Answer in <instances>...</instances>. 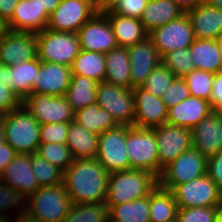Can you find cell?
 I'll use <instances>...</instances> for the list:
<instances>
[{"mask_svg":"<svg viewBox=\"0 0 222 222\" xmlns=\"http://www.w3.org/2000/svg\"><path fill=\"white\" fill-rule=\"evenodd\" d=\"M109 222H150L149 195L109 208Z\"/></svg>","mask_w":222,"mask_h":222,"instance_id":"obj_35","label":"cell"},{"mask_svg":"<svg viewBox=\"0 0 222 222\" xmlns=\"http://www.w3.org/2000/svg\"><path fill=\"white\" fill-rule=\"evenodd\" d=\"M74 121L96 135L118 126L114 118L97 103L75 111Z\"/></svg>","mask_w":222,"mask_h":222,"instance_id":"obj_31","label":"cell"},{"mask_svg":"<svg viewBox=\"0 0 222 222\" xmlns=\"http://www.w3.org/2000/svg\"><path fill=\"white\" fill-rule=\"evenodd\" d=\"M26 198L11 186L4 184L0 181V217L9 216L8 210L19 208L17 213L26 210ZM7 211V212H6Z\"/></svg>","mask_w":222,"mask_h":222,"instance_id":"obj_43","label":"cell"},{"mask_svg":"<svg viewBox=\"0 0 222 222\" xmlns=\"http://www.w3.org/2000/svg\"><path fill=\"white\" fill-rule=\"evenodd\" d=\"M106 73L104 81L131 89V67L126 47L117 46L105 54Z\"/></svg>","mask_w":222,"mask_h":222,"instance_id":"obj_28","label":"cell"},{"mask_svg":"<svg viewBox=\"0 0 222 222\" xmlns=\"http://www.w3.org/2000/svg\"><path fill=\"white\" fill-rule=\"evenodd\" d=\"M25 201L26 211L42 222H64L73 204L63 183L40 187Z\"/></svg>","mask_w":222,"mask_h":222,"instance_id":"obj_4","label":"cell"},{"mask_svg":"<svg viewBox=\"0 0 222 222\" xmlns=\"http://www.w3.org/2000/svg\"><path fill=\"white\" fill-rule=\"evenodd\" d=\"M3 124L5 142L10 144L16 153L33 154L40 144V123L22 104L0 116Z\"/></svg>","mask_w":222,"mask_h":222,"instance_id":"obj_3","label":"cell"},{"mask_svg":"<svg viewBox=\"0 0 222 222\" xmlns=\"http://www.w3.org/2000/svg\"><path fill=\"white\" fill-rule=\"evenodd\" d=\"M41 66L38 57L14 66H5L0 76L1 82L13 90L23 101L32 93L33 82Z\"/></svg>","mask_w":222,"mask_h":222,"instance_id":"obj_24","label":"cell"},{"mask_svg":"<svg viewBox=\"0 0 222 222\" xmlns=\"http://www.w3.org/2000/svg\"><path fill=\"white\" fill-rule=\"evenodd\" d=\"M185 13L197 7L204 0H173Z\"/></svg>","mask_w":222,"mask_h":222,"instance_id":"obj_53","label":"cell"},{"mask_svg":"<svg viewBox=\"0 0 222 222\" xmlns=\"http://www.w3.org/2000/svg\"><path fill=\"white\" fill-rule=\"evenodd\" d=\"M19 0H0V19L7 23L14 12Z\"/></svg>","mask_w":222,"mask_h":222,"instance_id":"obj_51","label":"cell"},{"mask_svg":"<svg viewBox=\"0 0 222 222\" xmlns=\"http://www.w3.org/2000/svg\"><path fill=\"white\" fill-rule=\"evenodd\" d=\"M126 152L130 169L145 170L159 177L158 147L154 129L126 126Z\"/></svg>","mask_w":222,"mask_h":222,"instance_id":"obj_5","label":"cell"},{"mask_svg":"<svg viewBox=\"0 0 222 222\" xmlns=\"http://www.w3.org/2000/svg\"><path fill=\"white\" fill-rule=\"evenodd\" d=\"M161 58L162 64L165 65L176 77L183 78L185 75L196 69L189 47L169 51Z\"/></svg>","mask_w":222,"mask_h":222,"instance_id":"obj_38","label":"cell"},{"mask_svg":"<svg viewBox=\"0 0 222 222\" xmlns=\"http://www.w3.org/2000/svg\"><path fill=\"white\" fill-rule=\"evenodd\" d=\"M71 68L64 64L41 62L32 93L65 96L71 81Z\"/></svg>","mask_w":222,"mask_h":222,"instance_id":"obj_20","label":"cell"},{"mask_svg":"<svg viewBox=\"0 0 222 222\" xmlns=\"http://www.w3.org/2000/svg\"><path fill=\"white\" fill-rule=\"evenodd\" d=\"M204 2L222 10V0H204Z\"/></svg>","mask_w":222,"mask_h":222,"instance_id":"obj_55","label":"cell"},{"mask_svg":"<svg viewBox=\"0 0 222 222\" xmlns=\"http://www.w3.org/2000/svg\"><path fill=\"white\" fill-rule=\"evenodd\" d=\"M5 66L2 64V62L0 61V76L2 75V71H3V68ZM0 82H1V79H0Z\"/></svg>","mask_w":222,"mask_h":222,"instance_id":"obj_63","label":"cell"},{"mask_svg":"<svg viewBox=\"0 0 222 222\" xmlns=\"http://www.w3.org/2000/svg\"><path fill=\"white\" fill-rule=\"evenodd\" d=\"M189 51L196 69L214 74L222 71V61L216 40L195 39Z\"/></svg>","mask_w":222,"mask_h":222,"instance_id":"obj_30","label":"cell"},{"mask_svg":"<svg viewBox=\"0 0 222 222\" xmlns=\"http://www.w3.org/2000/svg\"><path fill=\"white\" fill-rule=\"evenodd\" d=\"M37 57L35 33L7 31L0 39V61L4 66H14Z\"/></svg>","mask_w":222,"mask_h":222,"instance_id":"obj_16","label":"cell"},{"mask_svg":"<svg viewBox=\"0 0 222 222\" xmlns=\"http://www.w3.org/2000/svg\"><path fill=\"white\" fill-rule=\"evenodd\" d=\"M216 222H222V210H219V214H218Z\"/></svg>","mask_w":222,"mask_h":222,"instance_id":"obj_62","label":"cell"},{"mask_svg":"<svg viewBox=\"0 0 222 222\" xmlns=\"http://www.w3.org/2000/svg\"><path fill=\"white\" fill-rule=\"evenodd\" d=\"M15 222H42L39 218L31 215L28 211H22L15 214Z\"/></svg>","mask_w":222,"mask_h":222,"instance_id":"obj_54","label":"cell"},{"mask_svg":"<svg viewBox=\"0 0 222 222\" xmlns=\"http://www.w3.org/2000/svg\"><path fill=\"white\" fill-rule=\"evenodd\" d=\"M216 43L218 45L219 54L221 56V61H222V34L216 39Z\"/></svg>","mask_w":222,"mask_h":222,"instance_id":"obj_59","label":"cell"},{"mask_svg":"<svg viewBox=\"0 0 222 222\" xmlns=\"http://www.w3.org/2000/svg\"><path fill=\"white\" fill-rule=\"evenodd\" d=\"M64 222H109V208L105 200L89 204H72Z\"/></svg>","mask_w":222,"mask_h":222,"instance_id":"obj_36","label":"cell"},{"mask_svg":"<svg viewBox=\"0 0 222 222\" xmlns=\"http://www.w3.org/2000/svg\"><path fill=\"white\" fill-rule=\"evenodd\" d=\"M219 206L178 208L177 222H216Z\"/></svg>","mask_w":222,"mask_h":222,"instance_id":"obj_42","label":"cell"},{"mask_svg":"<svg viewBox=\"0 0 222 222\" xmlns=\"http://www.w3.org/2000/svg\"><path fill=\"white\" fill-rule=\"evenodd\" d=\"M37 57L41 62L71 66L81 48L77 33L44 29L36 34Z\"/></svg>","mask_w":222,"mask_h":222,"instance_id":"obj_6","label":"cell"},{"mask_svg":"<svg viewBox=\"0 0 222 222\" xmlns=\"http://www.w3.org/2000/svg\"><path fill=\"white\" fill-rule=\"evenodd\" d=\"M150 222H169L175 220L178 205L170 190L159 185L149 195Z\"/></svg>","mask_w":222,"mask_h":222,"instance_id":"obj_34","label":"cell"},{"mask_svg":"<svg viewBox=\"0 0 222 222\" xmlns=\"http://www.w3.org/2000/svg\"><path fill=\"white\" fill-rule=\"evenodd\" d=\"M149 37L153 40L154 46L161 57L169 51L190 47L195 40L192 24L187 13L154 29L149 33Z\"/></svg>","mask_w":222,"mask_h":222,"instance_id":"obj_13","label":"cell"},{"mask_svg":"<svg viewBox=\"0 0 222 222\" xmlns=\"http://www.w3.org/2000/svg\"><path fill=\"white\" fill-rule=\"evenodd\" d=\"M22 100L3 82H0V116L20 107Z\"/></svg>","mask_w":222,"mask_h":222,"instance_id":"obj_47","label":"cell"},{"mask_svg":"<svg viewBox=\"0 0 222 222\" xmlns=\"http://www.w3.org/2000/svg\"><path fill=\"white\" fill-rule=\"evenodd\" d=\"M175 78L176 76L161 63L150 73L141 87L152 95L162 98Z\"/></svg>","mask_w":222,"mask_h":222,"instance_id":"obj_41","label":"cell"},{"mask_svg":"<svg viewBox=\"0 0 222 222\" xmlns=\"http://www.w3.org/2000/svg\"><path fill=\"white\" fill-rule=\"evenodd\" d=\"M41 9H44L49 15L55 10L59 5L61 0H32Z\"/></svg>","mask_w":222,"mask_h":222,"instance_id":"obj_52","label":"cell"},{"mask_svg":"<svg viewBox=\"0 0 222 222\" xmlns=\"http://www.w3.org/2000/svg\"><path fill=\"white\" fill-rule=\"evenodd\" d=\"M212 112L209 101L190 96L168 108L166 123L191 130Z\"/></svg>","mask_w":222,"mask_h":222,"instance_id":"obj_23","label":"cell"},{"mask_svg":"<svg viewBox=\"0 0 222 222\" xmlns=\"http://www.w3.org/2000/svg\"><path fill=\"white\" fill-rule=\"evenodd\" d=\"M49 14L32 0H19L12 18L6 23L12 32L39 33L46 29Z\"/></svg>","mask_w":222,"mask_h":222,"instance_id":"obj_22","label":"cell"},{"mask_svg":"<svg viewBox=\"0 0 222 222\" xmlns=\"http://www.w3.org/2000/svg\"><path fill=\"white\" fill-rule=\"evenodd\" d=\"M127 50L131 67V89L141 87L150 73L162 63V58L149 36Z\"/></svg>","mask_w":222,"mask_h":222,"instance_id":"obj_18","label":"cell"},{"mask_svg":"<svg viewBox=\"0 0 222 222\" xmlns=\"http://www.w3.org/2000/svg\"><path fill=\"white\" fill-rule=\"evenodd\" d=\"M195 39L216 40L222 34V10L205 2L186 12Z\"/></svg>","mask_w":222,"mask_h":222,"instance_id":"obj_25","label":"cell"},{"mask_svg":"<svg viewBox=\"0 0 222 222\" xmlns=\"http://www.w3.org/2000/svg\"><path fill=\"white\" fill-rule=\"evenodd\" d=\"M206 174L207 158L191 147L162 169L158 177V185L163 189L171 190L178 184Z\"/></svg>","mask_w":222,"mask_h":222,"instance_id":"obj_8","label":"cell"},{"mask_svg":"<svg viewBox=\"0 0 222 222\" xmlns=\"http://www.w3.org/2000/svg\"><path fill=\"white\" fill-rule=\"evenodd\" d=\"M0 181L11 186L26 199L40 187L31 165V154L17 153L1 172Z\"/></svg>","mask_w":222,"mask_h":222,"instance_id":"obj_19","label":"cell"},{"mask_svg":"<svg viewBox=\"0 0 222 222\" xmlns=\"http://www.w3.org/2000/svg\"><path fill=\"white\" fill-rule=\"evenodd\" d=\"M22 104L40 125L74 121V111L65 96L31 93Z\"/></svg>","mask_w":222,"mask_h":222,"instance_id":"obj_11","label":"cell"},{"mask_svg":"<svg viewBox=\"0 0 222 222\" xmlns=\"http://www.w3.org/2000/svg\"><path fill=\"white\" fill-rule=\"evenodd\" d=\"M36 154L44 158L63 172L74 161L71 150L66 144L40 143Z\"/></svg>","mask_w":222,"mask_h":222,"instance_id":"obj_39","label":"cell"},{"mask_svg":"<svg viewBox=\"0 0 222 222\" xmlns=\"http://www.w3.org/2000/svg\"><path fill=\"white\" fill-rule=\"evenodd\" d=\"M109 172L93 159H74L64 171L63 184L74 204H89L106 199Z\"/></svg>","mask_w":222,"mask_h":222,"instance_id":"obj_1","label":"cell"},{"mask_svg":"<svg viewBox=\"0 0 222 222\" xmlns=\"http://www.w3.org/2000/svg\"><path fill=\"white\" fill-rule=\"evenodd\" d=\"M100 11L108 18L118 46L128 48L149 36L140 19L112 13L108 8Z\"/></svg>","mask_w":222,"mask_h":222,"instance_id":"obj_26","label":"cell"},{"mask_svg":"<svg viewBox=\"0 0 222 222\" xmlns=\"http://www.w3.org/2000/svg\"><path fill=\"white\" fill-rule=\"evenodd\" d=\"M178 208L219 206L220 187L206 174L170 190Z\"/></svg>","mask_w":222,"mask_h":222,"instance_id":"obj_12","label":"cell"},{"mask_svg":"<svg viewBox=\"0 0 222 222\" xmlns=\"http://www.w3.org/2000/svg\"><path fill=\"white\" fill-rule=\"evenodd\" d=\"M8 31L6 23L0 19V39Z\"/></svg>","mask_w":222,"mask_h":222,"instance_id":"obj_58","label":"cell"},{"mask_svg":"<svg viewBox=\"0 0 222 222\" xmlns=\"http://www.w3.org/2000/svg\"><path fill=\"white\" fill-rule=\"evenodd\" d=\"M81 50L106 54L118 46L108 18L99 10L77 32Z\"/></svg>","mask_w":222,"mask_h":222,"instance_id":"obj_15","label":"cell"},{"mask_svg":"<svg viewBox=\"0 0 222 222\" xmlns=\"http://www.w3.org/2000/svg\"><path fill=\"white\" fill-rule=\"evenodd\" d=\"M31 165L39 187L55 186L63 183L64 172L38 154H31Z\"/></svg>","mask_w":222,"mask_h":222,"instance_id":"obj_37","label":"cell"},{"mask_svg":"<svg viewBox=\"0 0 222 222\" xmlns=\"http://www.w3.org/2000/svg\"><path fill=\"white\" fill-rule=\"evenodd\" d=\"M214 77V73L195 69L185 75L183 79L185 80L192 97L201 98L210 102Z\"/></svg>","mask_w":222,"mask_h":222,"instance_id":"obj_40","label":"cell"},{"mask_svg":"<svg viewBox=\"0 0 222 222\" xmlns=\"http://www.w3.org/2000/svg\"><path fill=\"white\" fill-rule=\"evenodd\" d=\"M154 133L158 147L160 176L166 165L192 147V135L191 130L187 128L167 123L154 128Z\"/></svg>","mask_w":222,"mask_h":222,"instance_id":"obj_14","label":"cell"},{"mask_svg":"<svg viewBox=\"0 0 222 222\" xmlns=\"http://www.w3.org/2000/svg\"><path fill=\"white\" fill-rule=\"evenodd\" d=\"M99 10L94 0H61L49 15L46 29L77 33Z\"/></svg>","mask_w":222,"mask_h":222,"instance_id":"obj_9","label":"cell"},{"mask_svg":"<svg viewBox=\"0 0 222 222\" xmlns=\"http://www.w3.org/2000/svg\"><path fill=\"white\" fill-rule=\"evenodd\" d=\"M219 209L222 210V187L220 188V202H219Z\"/></svg>","mask_w":222,"mask_h":222,"instance_id":"obj_61","label":"cell"},{"mask_svg":"<svg viewBox=\"0 0 222 222\" xmlns=\"http://www.w3.org/2000/svg\"><path fill=\"white\" fill-rule=\"evenodd\" d=\"M115 0H101L98 3L99 9L108 8Z\"/></svg>","mask_w":222,"mask_h":222,"instance_id":"obj_56","label":"cell"},{"mask_svg":"<svg viewBox=\"0 0 222 222\" xmlns=\"http://www.w3.org/2000/svg\"><path fill=\"white\" fill-rule=\"evenodd\" d=\"M207 175L222 187V151L207 159Z\"/></svg>","mask_w":222,"mask_h":222,"instance_id":"obj_49","label":"cell"},{"mask_svg":"<svg viewBox=\"0 0 222 222\" xmlns=\"http://www.w3.org/2000/svg\"><path fill=\"white\" fill-rule=\"evenodd\" d=\"M95 158L109 173L130 170L126 152V125H118L99 135Z\"/></svg>","mask_w":222,"mask_h":222,"instance_id":"obj_10","label":"cell"},{"mask_svg":"<svg viewBox=\"0 0 222 222\" xmlns=\"http://www.w3.org/2000/svg\"><path fill=\"white\" fill-rule=\"evenodd\" d=\"M98 82L82 75H72L65 97L75 112L87 105L96 103Z\"/></svg>","mask_w":222,"mask_h":222,"instance_id":"obj_32","label":"cell"},{"mask_svg":"<svg viewBox=\"0 0 222 222\" xmlns=\"http://www.w3.org/2000/svg\"><path fill=\"white\" fill-rule=\"evenodd\" d=\"M213 113L222 119V102L213 108Z\"/></svg>","mask_w":222,"mask_h":222,"instance_id":"obj_57","label":"cell"},{"mask_svg":"<svg viewBox=\"0 0 222 222\" xmlns=\"http://www.w3.org/2000/svg\"><path fill=\"white\" fill-rule=\"evenodd\" d=\"M69 123L40 125V143L66 144Z\"/></svg>","mask_w":222,"mask_h":222,"instance_id":"obj_44","label":"cell"},{"mask_svg":"<svg viewBox=\"0 0 222 222\" xmlns=\"http://www.w3.org/2000/svg\"><path fill=\"white\" fill-rule=\"evenodd\" d=\"M147 2L148 0H115L108 9L112 13L140 19Z\"/></svg>","mask_w":222,"mask_h":222,"instance_id":"obj_45","label":"cell"},{"mask_svg":"<svg viewBox=\"0 0 222 222\" xmlns=\"http://www.w3.org/2000/svg\"><path fill=\"white\" fill-rule=\"evenodd\" d=\"M192 147L207 159L222 151V119L213 112L191 129Z\"/></svg>","mask_w":222,"mask_h":222,"instance_id":"obj_21","label":"cell"},{"mask_svg":"<svg viewBox=\"0 0 222 222\" xmlns=\"http://www.w3.org/2000/svg\"><path fill=\"white\" fill-rule=\"evenodd\" d=\"M10 217V218H9ZM6 216V217H0V222H15V217H11V216ZM13 218V219H12ZM12 219V220H11Z\"/></svg>","mask_w":222,"mask_h":222,"instance_id":"obj_60","label":"cell"},{"mask_svg":"<svg viewBox=\"0 0 222 222\" xmlns=\"http://www.w3.org/2000/svg\"><path fill=\"white\" fill-rule=\"evenodd\" d=\"M133 89L102 81L97 84L96 103L105 109L118 125L133 126L135 103Z\"/></svg>","mask_w":222,"mask_h":222,"instance_id":"obj_7","label":"cell"},{"mask_svg":"<svg viewBox=\"0 0 222 222\" xmlns=\"http://www.w3.org/2000/svg\"><path fill=\"white\" fill-rule=\"evenodd\" d=\"M190 96V91L185 80L183 78L176 77L170 87L163 94L162 101L165 103L167 108H170Z\"/></svg>","mask_w":222,"mask_h":222,"instance_id":"obj_46","label":"cell"},{"mask_svg":"<svg viewBox=\"0 0 222 222\" xmlns=\"http://www.w3.org/2000/svg\"><path fill=\"white\" fill-rule=\"evenodd\" d=\"M99 135L87 131L75 121L69 123L66 145L74 159H93L98 150Z\"/></svg>","mask_w":222,"mask_h":222,"instance_id":"obj_29","label":"cell"},{"mask_svg":"<svg viewBox=\"0 0 222 222\" xmlns=\"http://www.w3.org/2000/svg\"><path fill=\"white\" fill-rule=\"evenodd\" d=\"M185 12L173 0H148L140 21L148 33Z\"/></svg>","mask_w":222,"mask_h":222,"instance_id":"obj_27","label":"cell"},{"mask_svg":"<svg viewBox=\"0 0 222 222\" xmlns=\"http://www.w3.org/2000/svg\"><path fill=\"white\" fill-rule=\"evenodd\" d=\"M135 103L134 127L154 129L166 123L168 108L162 98L142 87L133 88Z\"/></svg>","mask_w":222,"mask_h":222,"instance_id":"obj_17","label":"cell"},{"mask_svg":"<svg viewBox=\"0 0 222 222\" xmlns=\"http://www.w3.org/2000/svg\"><path fill=\"white\" fill-rule=\"evenodd\" d=\"M72 75H82L100 83L105 79V54L81 50L71 66Z\"/></svg>","mask_w":222,"mask_h":222,"instance_id":"obj_33","label":"cell"},{"mask_svg":"<svg viewBox=\"0 0 222 222\" xmlns=\"http://www.w3.org/2000/svg\"><path fill=\"white\" fill-rule=\"evenodd\" d=\"M16 154L14 148L5 142L3 124L0 120V174L10 164Z\"/></svg>","mask_w":222,"mask_h":222,"instance_id":"obj_48","label":"cell"},{"mask_svg":"<svg viewBox=\"0 0 222 222\" xmlns=\"http://www.w3.org/2000/svg\"><path fill=\"white\" fill-rule=\"evenodd\" d=\"M222 102V71L215 74L211 89L210 104L214 108Z\"/></svg>","mask_w":222,"mask_h":222,"instance_id":"obj_50","label":"cell"},{"mask_svg":"<svg viewBox=\"0 0 222 222\" xmlns=\"http://www.w3.org/2000/svg\"><path fill=\"white\" fill-rule=\"evenodd\" d=\"M158 177L145 170L130 169L110 173L107 182L108 208L146 197L157 187Z\"/></svg>","mask_w":222,"mask_h":222,"instance_id":"obj_2","label":"cell"}]
</instances>
